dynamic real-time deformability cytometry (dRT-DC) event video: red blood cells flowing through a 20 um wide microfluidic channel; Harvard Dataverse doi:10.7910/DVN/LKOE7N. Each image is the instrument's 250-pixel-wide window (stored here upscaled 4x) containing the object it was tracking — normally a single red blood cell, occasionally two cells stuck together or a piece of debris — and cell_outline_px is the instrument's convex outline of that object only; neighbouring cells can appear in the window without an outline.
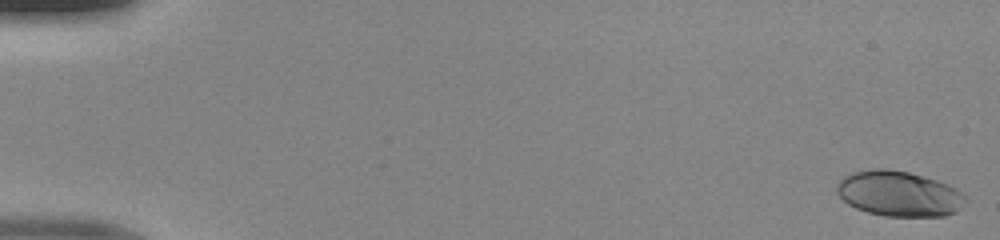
{"species": "human", "species_latin": "Homo sapiens", "temperature_condition": "room temperature", "stored_images_in_passage": 50, "camera_frame_rate_fps": 3000, "um_per_image_px": 0.085, "donor": {"sex": "male"}, "frame": {"image": 1, "passage_image": 1, "time_ms": 0.0, "image_size_px": [1000, 240], "cell_outline_px": [[968, 200], [956, 212], [944, 216], [884, 216], [868, 212], [856, 208], [848, 204], [836, 192], [836, 184], [844, 176], [852, 172], [876, 168], [884, 168], [908, 172], [936, 180], [948, 184], [956, 188]], "centroid_in_image_um": [76.4, 16.46], "position_along_channel_um": 8.6, "area_um2": 33.99}}
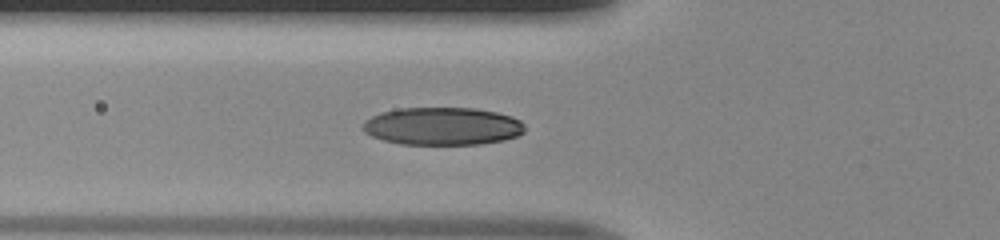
{"frame": {"image": 2, "passage_image": 19, "time_ms": 6.0, "image_size_px": [1000, 240], "cell_outline_px": [[524, 132], [516, 136], [504, 140], [480, 144], [400, 144], [384, 140], [372, 136], [364, 132], [360, 128], [364, 120], [380, 112], [400, 108], [472, 108], [496, 112], [512, 116], [520, 120], [524, 124]], "centroid_in_image_um": [37.58, 10.72], "position_along_channel_um": 88.2, "area_um2": 35.78}}
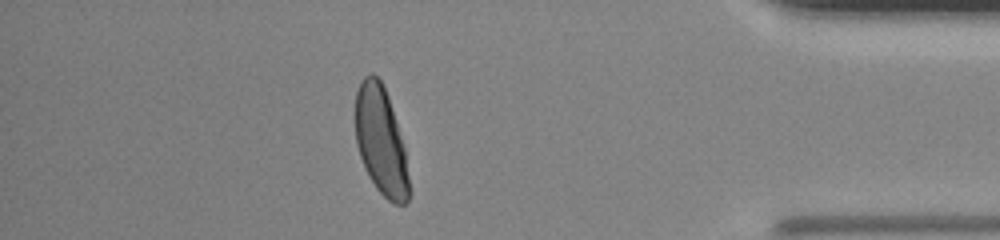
{"frame": {"image": 3, "passage_image": 44, "time_ms": 14.333, "image_size_px": [1000, 240], "cell_outline_px": [[412, 192], [408, 200], [404, 204], [392, 204], [376, 188], [368, 176], [360, 156], [356, 144], [356, 92], [360, 80], [364, 76], [372, 72], [380, 80], [388, 96], [404, 148]], "centroid_in_image_um": [32.39, 12.03], "position_along_channel_um": 402.8, "area_um2": 33.87}}